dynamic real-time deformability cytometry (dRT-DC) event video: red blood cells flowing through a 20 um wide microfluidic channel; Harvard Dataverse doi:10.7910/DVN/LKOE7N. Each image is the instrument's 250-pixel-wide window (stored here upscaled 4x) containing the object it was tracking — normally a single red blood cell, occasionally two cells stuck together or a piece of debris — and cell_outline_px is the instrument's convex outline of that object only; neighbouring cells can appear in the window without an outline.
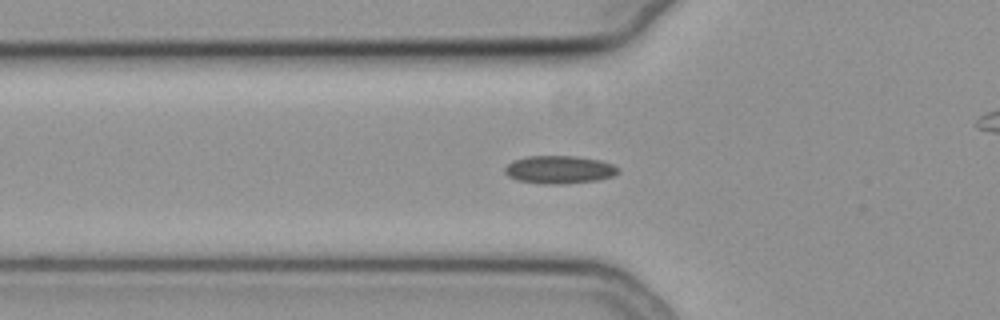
{"species": "common noctule bat (a hibernating species)", "species_latin": "Nyctalus noctula", "temperature_condition": "cold", "stored_images_in_passage": 42, "camera_frame_rate_fps": 3000, "um_per_image_px": 0.085, "animal": {"sex": "female", "body_mass_g": 19.3, "forearm_length_mm": 54.1}, "frame": {"image": 1, "passage_image": 14, "time_ms": 4.333, "image_size_px": [1000, 320], "cell_outline_px": [[620, 172], [612, 176], [596, 180], [560, 184], [544, 184], [516, 180], [508, 176], [504, 172], [504, 168], [512, 160], [528, 156], [576, 156], [600, 160], [612, 164], [620, 168]], "centroid_in_image_um": [47.52, 14.41], "position_along_channel_um": 78.3, "area_um2": 18.5}}
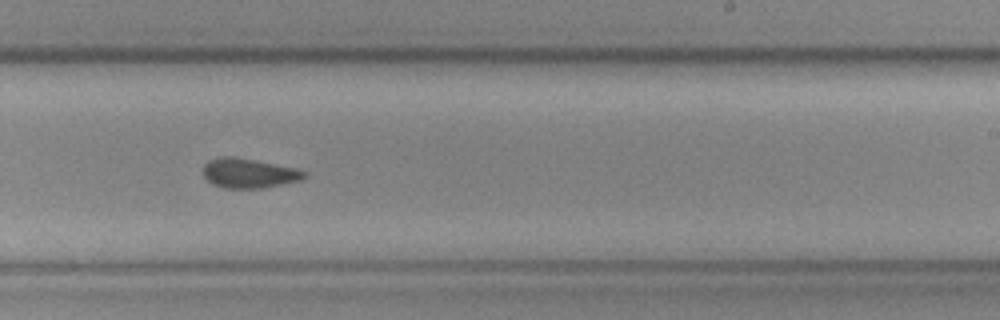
{"frame": {"image": 2, "passage_image": 29, "time_ms": 9.333, "image_size_px": [1000, 320], "cell_outline_px": [[308, 176], [300, 180], [260, 188], [224, 188], [212, 184], [204, 176], [204, 164], [208, 160], [224, 156], [228, 156], [300, 168], [308, 172]], "centroid_in_image_um": [21.19, 14.72], "position_along_channel_um": 267.8, "area_um2": 17.34}}
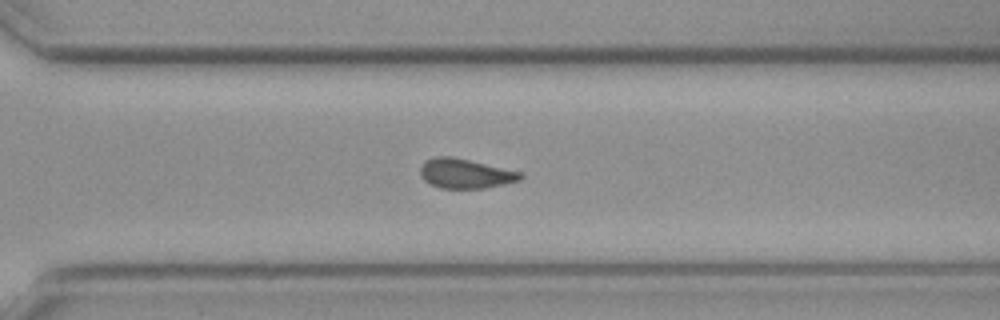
{"frame": {"image": 3, "passage_image": 34, "time_ms": 11.0, "image_size_px": [1000, 320], "cell_outline_px": [[524, 176], [520, 180], [504, 184], [484, 188], [440, 188], [424, 180], [420, 176], [420, 168], [424, 160], [436, 156], [452, 156], [520, 172]], "centroid_in_image_um": [39.51, 14.74], "position_along_channel_um": 331.1, "area_um2": 17.17}, "authors_computed_cell_mechanics": {"area_um2": 17.8602, "velocity_mm_per_s": 3.7907, "shape_relaxation_time_tau1_ms": null, "shape_relaxation_time_tau2_ms": 3.1818, "deformation_change_tau1": null, "deformation_change_tau2": 0.0901}}